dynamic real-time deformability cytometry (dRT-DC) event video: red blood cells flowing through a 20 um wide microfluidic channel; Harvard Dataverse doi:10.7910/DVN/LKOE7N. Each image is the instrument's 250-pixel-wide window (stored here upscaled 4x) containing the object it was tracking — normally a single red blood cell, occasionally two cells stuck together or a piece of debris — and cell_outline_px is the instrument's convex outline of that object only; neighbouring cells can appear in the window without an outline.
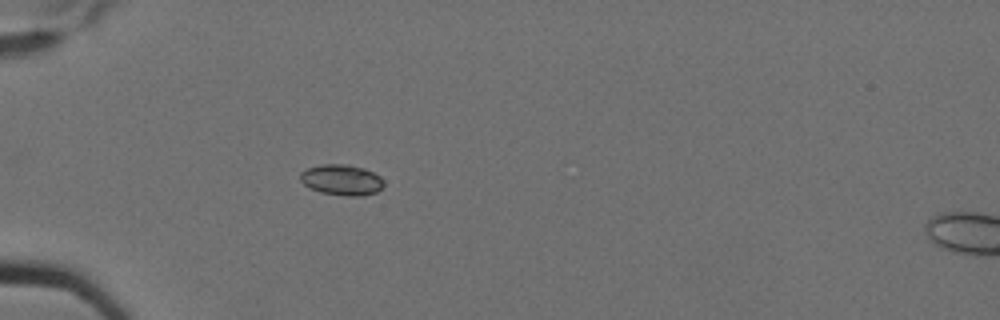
{"species": "Egyptian fruit bat (a non-hibernating species)", "species_latin": "Rousettus aegyptiacus", "temperature_condition": "cold", "stored_images_in_passage": 2, "camera_frame_rate_fps": 3000, "um_per_image_px": 0.085, "animal": {"sex": "female"}, "frame": {"image": 1, "passage_image": 1, "time_ms": 0.0, "image_size_px": [1000, 320], "cell_outline_px": [[384, 184], [376, 192], [364, 196], [348, 196], [320, 192], [304, 184], [300, 180], [300, 172], [308, 168], [320, 164], [348, 164], [364, 168], [380, 176], [384, 180]], "centroid_in_image_um": [29.05, 15.28], "position_along_channel_um": 55.9, "area_um2": 14.97}}